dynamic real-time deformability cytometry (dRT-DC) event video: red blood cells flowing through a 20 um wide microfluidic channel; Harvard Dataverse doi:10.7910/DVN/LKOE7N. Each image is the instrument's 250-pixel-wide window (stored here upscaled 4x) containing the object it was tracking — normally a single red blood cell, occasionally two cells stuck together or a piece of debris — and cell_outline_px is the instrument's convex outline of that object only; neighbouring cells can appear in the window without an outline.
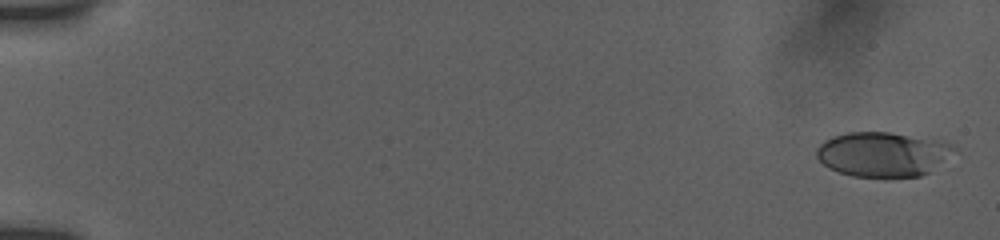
{"species": "human", "species_latin": "Homo sapiens", "temperature_condition": "room temperature", "stored_images_in_passage": 20, "camera_frame_rate_fps": 3000, "um_per_image_px": 0.085, "donor": {"sex": "female"}, "frame": {"image": 1, "passage_image": 1, "time_ms": 0.0, "image_size_px": [1000, 240], "cell_outline_px": [[952, 148], [928, 172], [920, 176], [852, 176], [828, 168], [816, 156], [816, 148], [824, 140], [832, 136], [848, 132], [892, 132], [952, 144]], "centroid_in_image_um": [74.87, 13.09], "position_along_channel_um": 10.1, "area_um2": 34.56}}
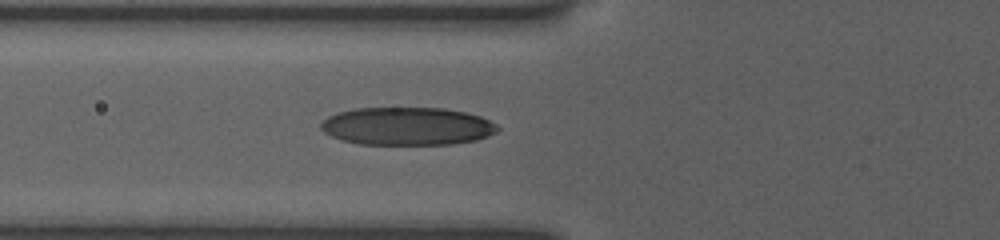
{"frame": {"image": 2, "passage_image": 17, "time_ms": 6.667, "image_size_px": [1000, 240], "cell_outline_px": [[500, 128], [496, 132], [488, 136], [476, 140], [452, 144], [360, 144], [340, 140], [324, 132], [320, 128], [320, 124], [328, 116], [352, 108], [444, 108], [464, 112], [480, 116], [496, 124]], "centroid_in_image_um": [34.6, 10.73], "position_along_channel_um": 91.2, "area_um2": 39.07}}
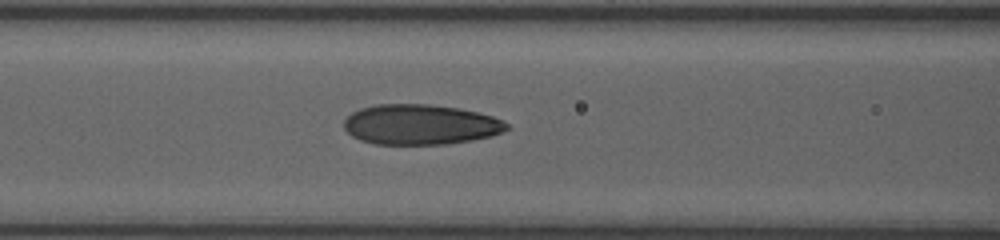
{"frame": {"image": 3, "passage_image": 20, "time_ms": 7.667, "image_size_px": [1000, 240], "cell_outline_px": [[508, 128], [492, 136], [472, 140], [448, 144], [376, 144], [360, 140], [352, 136], [344, 128], [344, 120], [352, 112], [360, 108], [376, 104], [428, 104], [460, 108], [492, 116], [508, 124]], "centroid_in_image_um": [35.7, 10.58], "position_along_channel_um": 130.9, "area_um2": 38.09}}